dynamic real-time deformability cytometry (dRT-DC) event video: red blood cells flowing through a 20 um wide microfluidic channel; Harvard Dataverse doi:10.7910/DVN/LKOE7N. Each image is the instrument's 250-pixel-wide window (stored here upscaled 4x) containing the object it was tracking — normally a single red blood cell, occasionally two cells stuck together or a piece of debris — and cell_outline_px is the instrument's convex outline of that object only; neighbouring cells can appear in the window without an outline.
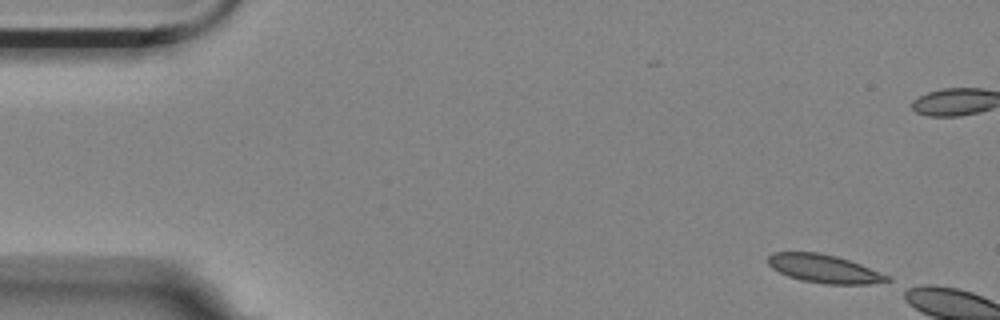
{"species": "Egyptian fruit bat (a non-hibernating species)", "species_latin": "Rousettus aegyptiacus", "temperature_condition": "room temperature", "stored_images_in_passage": 5, "camera_frame_rate_fps": 3000, "um_per_image_px": 0.085, "animal": {"sex": "female"}, "frame": {"image": 1, "passage_image": 1, "time_ms": 0.0, "image_size_px": [1000, 320], "cell_outline_px": [[892, 280], [868, 284], [824, 284], [800, 280], [788, 276], [772, 268], [768, 264], [768, 256], [772, 252], [820, 252], [836, 256], [860, 264], [888, 276]], "centroid_in_image_um": [70.0, 22.84], "position_along_channel_um": 15.0, "area_um2": 19.48}}